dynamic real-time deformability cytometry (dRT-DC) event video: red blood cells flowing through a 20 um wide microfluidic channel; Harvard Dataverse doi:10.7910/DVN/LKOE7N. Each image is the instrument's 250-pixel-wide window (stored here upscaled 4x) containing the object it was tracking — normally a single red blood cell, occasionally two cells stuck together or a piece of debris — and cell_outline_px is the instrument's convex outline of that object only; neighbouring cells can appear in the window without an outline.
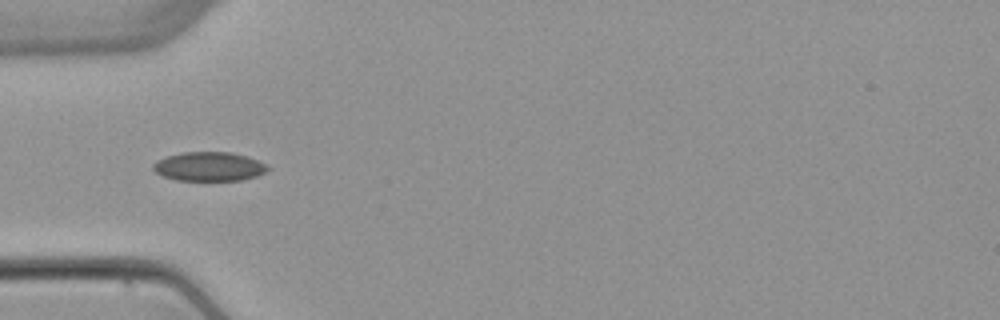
{"species": "common noctule bat (a hibernating species)", "species_latin": "Nyctalus noctula", "temperature_condition": "warm", "stored_images_in_passage": 6, "camera_frame_rate_fps": 3000, "um_per_image_px": 0.085, "animal": {"sex": "female", "body_mass_g": 22.7, "forearm_length_mm": 54.2}, "frame": {"image": 1, "passage_image": 4, "time_ms": 3.667, "image_size_px": [1000, 320], "cell_outline_px": [[272, 168], [256, 176], [240, 180], [176, 180], [164, 176], [156, 172], [152, 168], [152, 164], [156, 160], [168, 156], [184, 152], [232, 152], [248, 156]], "centroid_in_image_um": [17.76, 14.15], "position_along_channel_um": 67.2, "area_um2": 19.31}}
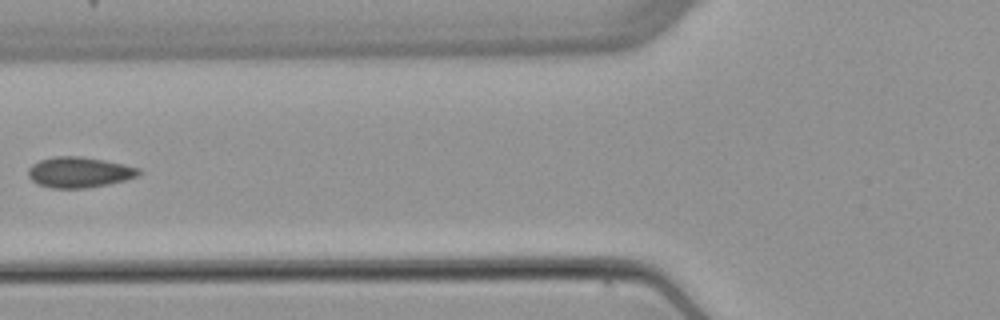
{"frame": {"image": 2, "passage_image": 5, "time_ms": 5.0, "image_size_px": [1000, 320], "cell_outline_px": [[140, 172], [136, 176], [124, 180], [108, 184], [88, 188], [52, 188], [36, 184], [28, 176], [28, 168], [32, 164], [40, 160], [52, 156], [80, 156], [104, 160], [124, 164], [140, 168]], "centroid_in_image_um": [6.69, 14.64], "position_along_channel_um": 119.1, "area_um2": 19.77}}